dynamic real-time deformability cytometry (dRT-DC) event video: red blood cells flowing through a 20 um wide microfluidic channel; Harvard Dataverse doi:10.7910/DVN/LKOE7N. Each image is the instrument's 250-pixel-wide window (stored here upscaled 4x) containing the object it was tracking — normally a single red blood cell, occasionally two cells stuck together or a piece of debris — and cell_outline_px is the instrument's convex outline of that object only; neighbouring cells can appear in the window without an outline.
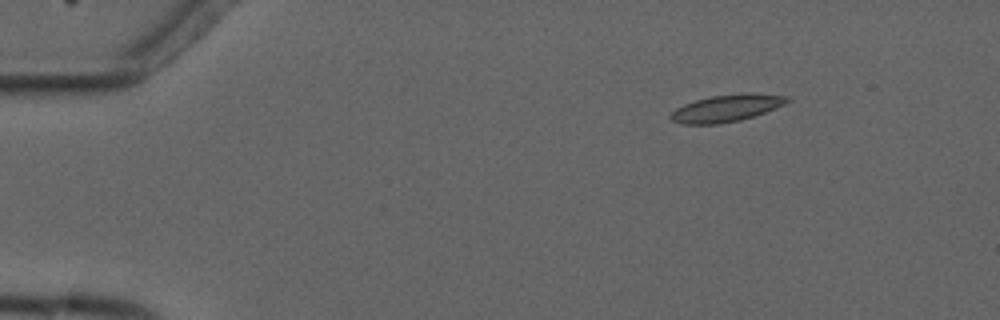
{"species": "common noctule bat (a hibernating species)", "species_latin": "Nyctalus noctula", "temperature_condition": "cold", "stored_images_in_passage": 5, "camera_frame_rate_fps": 3000, "um_per_image_px": 0.085, "animal": {"sex": "male", "forearm_length_mm": 52.5}, "frame": {"image": 1, "passage_image": 1, "time_ms": 0.0, "image_size_px": [1000, 320], "cell_outline_px": [[792, 100], [776, 108], [740, 120], [720, 124], [680, 124], [672, 120], [668, 116], [676, 108], [684, 104], [696, 100], [712, 96], [748, 92], [752, 92], [788, 96]], "centroid_in_image_um": [61.76, 9.19], "position_along_channel_um": 23.2, "area_um2": 18.44}}
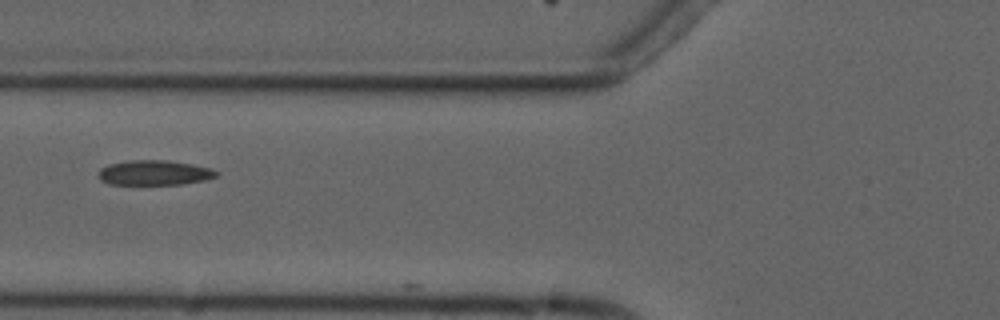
{"frame": {"image": 2, "passage_image": 4, "time_ms": 4.667, "image_size_px": [1000, 320], "cell_outline_px": [[220, 172], [216, 176], [204, 180], [180, 184], [108, 184], [100, 180], [96, 172], [100, 168], [108, 164], [132, 160], [168, 160], [192, 164], [212, 168]], "centroid_in_image_um": [13.09, 14.67], "position_along_channel_um": 112.7, "area_um2": 17.22}}